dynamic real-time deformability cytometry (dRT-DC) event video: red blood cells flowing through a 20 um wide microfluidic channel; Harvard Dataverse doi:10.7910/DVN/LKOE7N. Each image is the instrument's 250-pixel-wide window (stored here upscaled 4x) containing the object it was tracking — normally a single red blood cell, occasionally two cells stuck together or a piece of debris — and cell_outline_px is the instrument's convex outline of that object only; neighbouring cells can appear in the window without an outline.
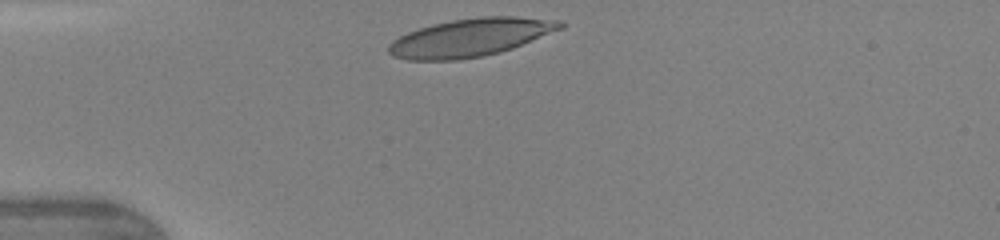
{"species": "human", "species_latin": "Homo sapiens", "temperature_condition": "warm", "stored_images_in_passage": 28, "camera_frame_rate_fps": 3000, "um_per_image_px": 0.085, "donor": {"sex": "female"}, "frame": {"image": 1, "passage_image": 1, "time_ms": 0.0, "image_size_px": [1000, 240], "cell_outline_px": [[564, 28], [512, 48], [500, 52], [480, 56], [456, 60], [408, 60], [392, 56], [388, 52], [388, 44], [392, 40], [408, 32], [432, 24], [452, 20], [484, 16], [516, 16], [560, 20], [564, 24]], "centroid_in_image_um": [39.99, 3.18], "position_along_channel_um": 45.0, "area_um2": 37.92}, "authors_computed_cell_mechanics": {"area_um2": 37.4833, "velocity_mm_per_s": 4.3412, "shape_relaxation_time_tau1_ms": 3.5876, "shape_relaxation_time_tau2_ms": 0.7198, "deformation_change_tau1": 0.176, "deformation_change_tau2": 0.083}}